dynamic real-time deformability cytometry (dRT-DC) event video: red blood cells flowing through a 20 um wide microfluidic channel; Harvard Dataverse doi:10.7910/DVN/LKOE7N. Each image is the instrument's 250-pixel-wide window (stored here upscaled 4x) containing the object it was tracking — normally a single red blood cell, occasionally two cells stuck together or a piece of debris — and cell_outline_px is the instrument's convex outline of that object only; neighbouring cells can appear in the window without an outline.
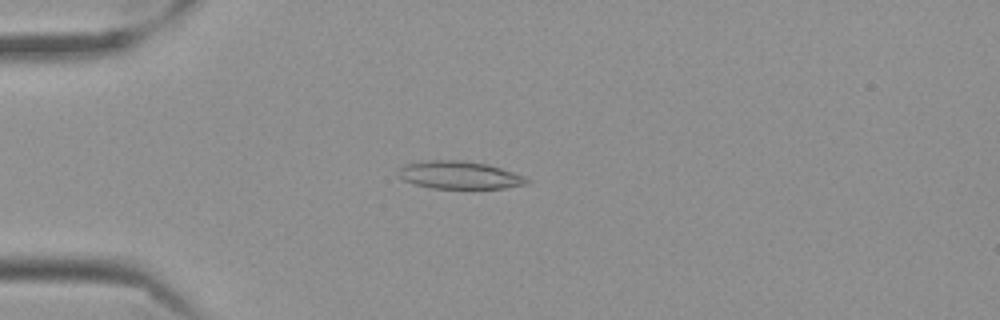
{"species": "Egyptian fruit bat (a non-hibernating species)", "species_latin": "Rousettus aegyptiacus", "temperature_condition": "cold", "stored_images_in_passage": 58, "camera_frame_rate_fps": 3000, "um_per_image_px": 0.085, "frame": {"image": 1, "passage_image": 16, "time_ms": 5.0, "image_size_px": [1000, 320], "cell_outline_px": [[528, 180], [524, 184], [504, 188], [432, 188], [412, 184], [404, 180], [396, 172], [404, 164], [428, 160], [460, 160], [488, 164], [524, 176]], "centroid_in_image_um": [38.98, 14.87], "position_along_channel_um": 46.0, "area_um2": 20.58}}
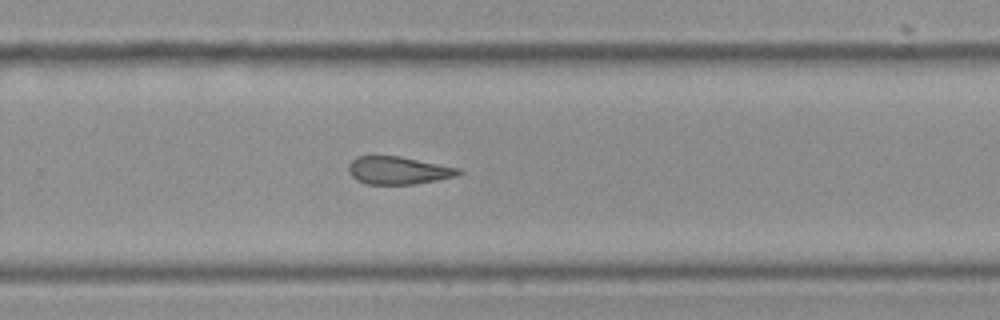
{"frame": {"image": 2, "passage_image": 39, "time_ms": 12.667, "image_size_px": [1000, 320], "cell_outline_px": [[464, 172], [456, 176], [416, 184], [368, 184], [356, 180], [348, 172], [348, 168], [352, 160], [356, 156], [400, 156], [460, 168]], "centroid_in_image_um": [33.86, 14.48], "position_along_channel_um": 295.9, "area_um2": 17.8}}
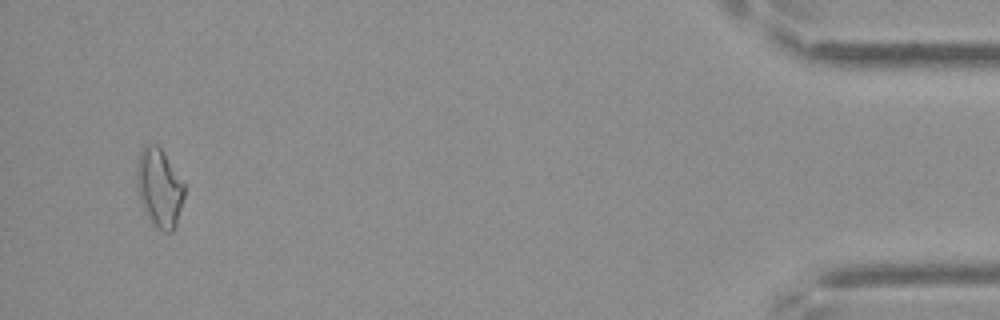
{"frame": {"image": 3, "passage_image": 56, "time_ms": 18.333, "image_size_px": [1000, 320], "cell_outline_px": [[184, 196], [176, 224], [172, 232], [164, 232], [152, 220], [144, 208], [140, 200], [136, 188], [136, 168], [140, 148], [144, 144], [156, 144], [160, 148], [184, 184]], "centroid_in_image_um": [13.51, 15.91], "position_along_channel_um": 421.7, "area_um2": 21.33}, "authors_computed_cell_mechanics": {"area_um2": 19.6231, "velocity_mm_per_s": 3.5237, "shape_relaxation_time_tau1_ms": null, "shape_relaxation_time_tau2_ms": 11.2878, "deformation_change_tau1": null, "deformation_change_tau2": 0.2454}}